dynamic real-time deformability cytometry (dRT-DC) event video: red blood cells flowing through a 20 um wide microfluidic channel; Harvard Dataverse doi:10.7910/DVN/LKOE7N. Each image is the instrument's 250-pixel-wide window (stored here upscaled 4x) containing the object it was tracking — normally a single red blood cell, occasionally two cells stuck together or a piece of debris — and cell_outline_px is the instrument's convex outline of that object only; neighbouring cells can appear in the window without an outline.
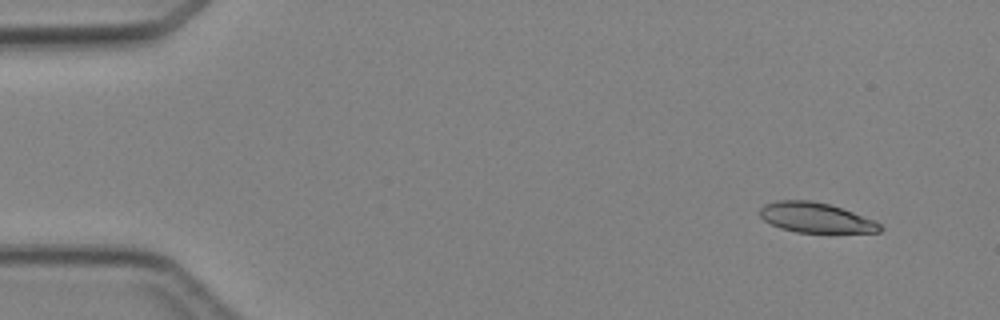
{"species": "Egyptian fruit bat (a non-hibernating species)", "species_latin": "Rousettus aegyptiacus", "temperature_condition": "cold", "stored_images_in_passage": 6, "camera_frame_rate_fps": 3000, "um_per_image_px": 0.085, "animal": {"sex": "female"}, "frame": {"image": 1, "passage_image": 1, "time_ms": 0.0, "image_size_px": [1000, 320], "cell_outline_px": [[884, 228], [880, 232], [796, 232], [780, 228], [764, 220], [760, 216], [760, 208], [764, 204], [776, 200], [812, 200], [828, 204], [876, 220]], "centroid_in_image_um": [69.34, 18.49], "position_along_channel_um": 15.7, "area_um2": 20.92}}
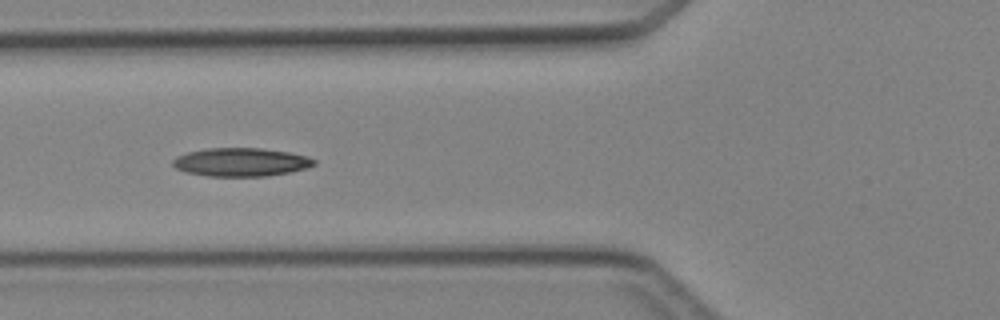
{"frame": {"image": 2, "passage_image": 5, "time_ms": 4.667, "image_size_px": [1000, 320], "cell_outline_px": [[316, 164], [304, 168], [288, 172], [264, 176], [208, 176], [188, 172], [176, 168], [172, 164], [172, 160], [176, 156], [188, 152], [208, 148], [260, 148], [288, 152], [308, 156], [316, 160]], "centroid_in_image_um": [20.47, 13.77], "position_along_channel_um": 105.3, "area_um2": 23.18}}
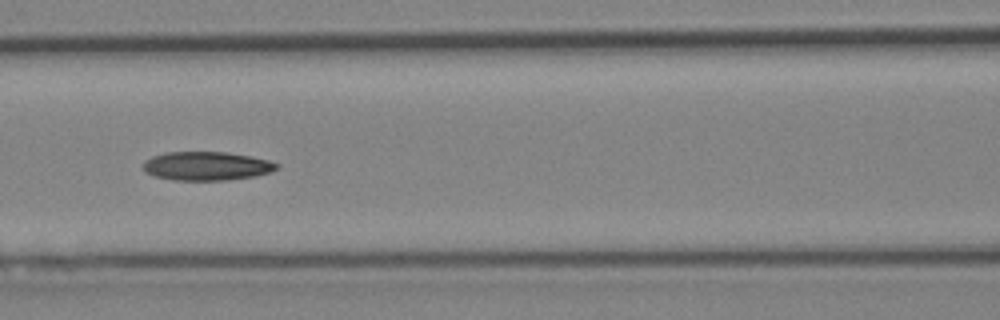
{"frame": {"image": 3, "passage_image": 6, "time_ms": 5.667, "image_size_px": [1000, 320], "cell_outline_px": [[280, 164], [272, 172], [256, 176], [224, 180], [176, 180], [156, 176], [144, 172], [144, 160], [152, 156], [164, 152], [228, 152], [268, 160]], "centroid_in_image_um": [17.56, 14.11], "position_along_channel_um": 149.0, "area_um2": 22.31}}